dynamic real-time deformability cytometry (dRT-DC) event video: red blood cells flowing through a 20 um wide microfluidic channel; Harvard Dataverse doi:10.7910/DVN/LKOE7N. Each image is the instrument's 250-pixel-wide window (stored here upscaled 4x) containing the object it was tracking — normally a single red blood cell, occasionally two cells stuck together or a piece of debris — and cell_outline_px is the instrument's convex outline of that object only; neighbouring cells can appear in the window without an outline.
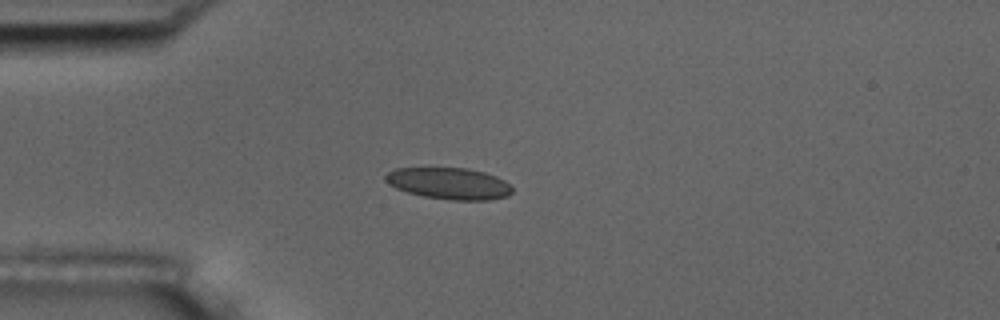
{"species": "common noctule bat (a hibernating species)", "species_latin": "Nyctalus noctula", "temperature_condition": "room temperature", "stored_images_in_passage": 1, "camera_frame_rate_fps": 3000, "um_per_image_px": 0.085, "animal": {"sex": "male", "body_mass_g": 17.5, "forearm_length_mm": 52.3}, "frame": {"image": 1, "passage_image": 1, "time_ms": 0.0, "image_size_px": [1000, 320], "cell_outline_px": [[512, 192], [508, 196], [488, 200], [452, 200], [424, 196], [408, 192], [396, 188], [388, 184], [384, 180], [384, 176], [388, 172], [396, 168], [468, 168], [484, 172], [496, 176], [504, 180], [512, 188]], "centroid_in_image_um": [38.16, 15.59], "position_along_channel_um": 46.8, "area_um2": 23.29}}